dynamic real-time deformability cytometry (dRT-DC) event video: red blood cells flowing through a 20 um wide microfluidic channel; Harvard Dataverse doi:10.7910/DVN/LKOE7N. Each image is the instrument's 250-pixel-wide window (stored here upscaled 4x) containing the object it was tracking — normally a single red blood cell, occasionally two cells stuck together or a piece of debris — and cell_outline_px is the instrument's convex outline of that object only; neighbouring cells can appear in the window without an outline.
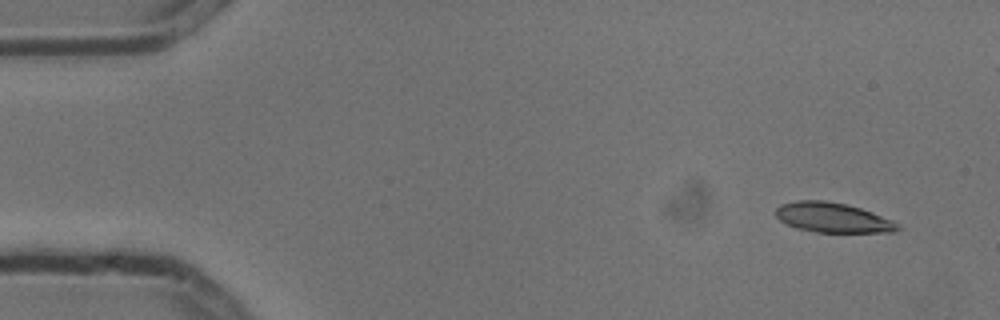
{"species": "common noctule bat (a hibernating species)", "species_latin": "Nyctalus noctula", "temperature_condition": "cold", "stored_images_in_passage": 6, "camera_frame_rate_fps": 3000, "um_per_image_px": 0.085, "animal": {"sex": "male", "body_mass_g": 13.3}, "frame": {"image": 1, "passage_image": 2, "time_ms": 0.333, "image_size_px": [1000, 320], "cell_outline_px": [[900, 228], [896, 232], [816, 232], [796, 228], [780, 220], [776, 216], [776, 208], [780, 204], [796, 200], [824, 200], [848, 204], [872, 212], [892, 220], [900, 224]], "centroid_in_image_um": [70.79, 18.49], "position_along_channel_um": 14.2, "area_um2": 21.27}}
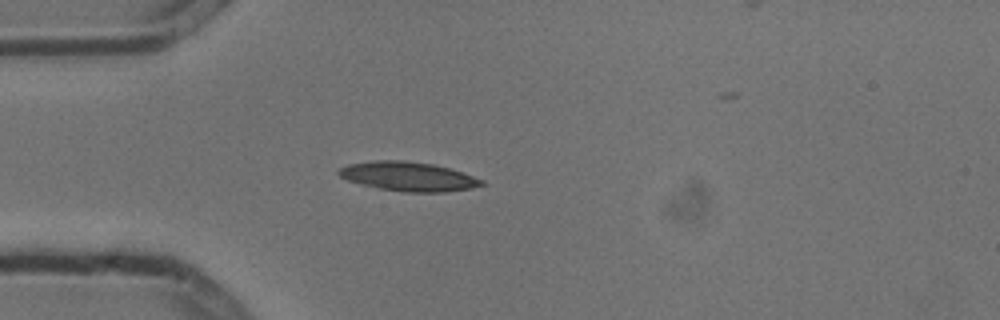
{"frame": {"image": 2, "passage_image": 5, "time_ms": 1.333, "image_size_px": [1000, 320], "cell_outline_px": [[484, 184], [472, 188], [444, 192], [404, 192], [380, 188], [360, 184], [348, 180], [340, 176], [336, 172], [340, 168], [348, 164], [372, 160], [404, 160], [432, 164], [448, 168], [484, 180]], "centroid_in_image_um": [34.67, 14.99], "position_along_channel_um": 50.3, "area_um2": 24.16}}